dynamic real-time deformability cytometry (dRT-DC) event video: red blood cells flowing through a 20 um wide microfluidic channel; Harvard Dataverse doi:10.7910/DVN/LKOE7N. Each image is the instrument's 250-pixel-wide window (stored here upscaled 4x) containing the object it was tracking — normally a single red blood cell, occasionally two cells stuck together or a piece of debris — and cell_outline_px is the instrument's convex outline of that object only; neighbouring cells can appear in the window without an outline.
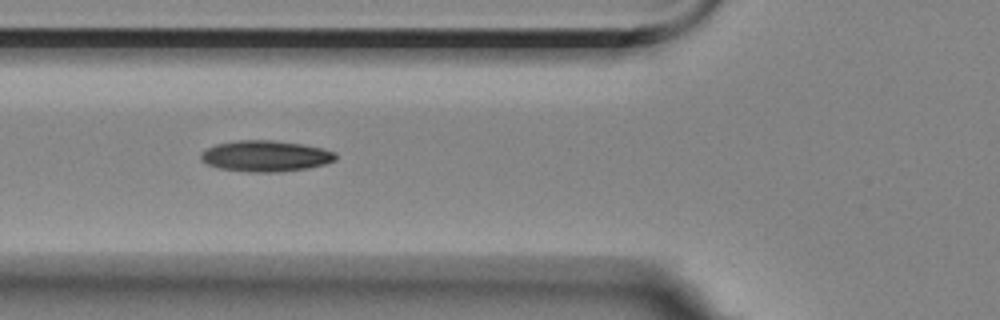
{"species": "Egyptian fruit bat (a non-hibernating species)", "species_latin": "Rousettus aegyptiacus", "temperature_condition": "room temperature", "stored_images_in_passage": 15, "segment_of_instrument_passage": [1, 2], "camera_frame_rate_fps": 3000, "um_per_image_px": 0.085, "animal": {"sex": "female"}, "frame": {"image": 1, "passage_image": 5, "time_ms": 5.333, "image_size_px": [1000, 320], "cell_outline_px": [[336, 160], [324, 164], [308, 168], [280, 172], [248, 172], [216, 168], [200, 160], [200, 152], [216, 144], [236, 140], [272, 140], [304, 144], [324, 148], [336, 152]], "centroid_in_image_um": [22.57, 13.26], "position_along_channel_um": 103.2, "area_um2": 24.68}}
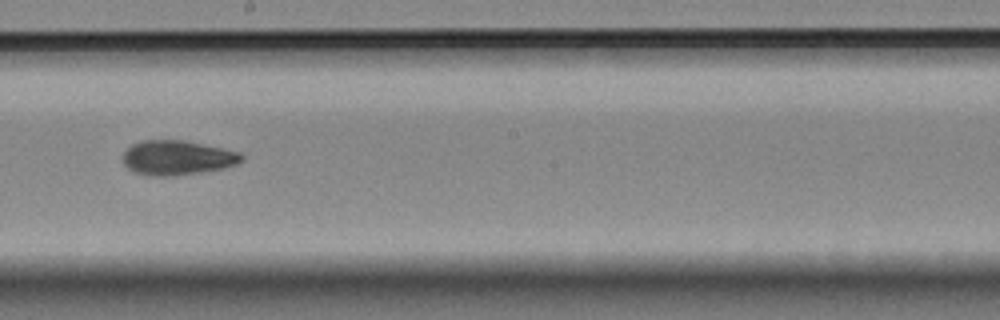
{"frame": {"image": 2, "passage_image": 8, "time_ms": 9.0, "image_size_px": [1000, 320], "cell_outline_px": [[244, 160], [236, 164], [224, 168], [200, 172], [172, 176], [156, 176], [136, 172], [128, 168], [124, 164], [124, 152], [132, 144], [140, 140], [184, 140], [240, 152], [244, 156]], "centroid_in_image_um": [15.09, 13.4], "position_along_channel_um": 233.1, "area_um2": 23.76}}
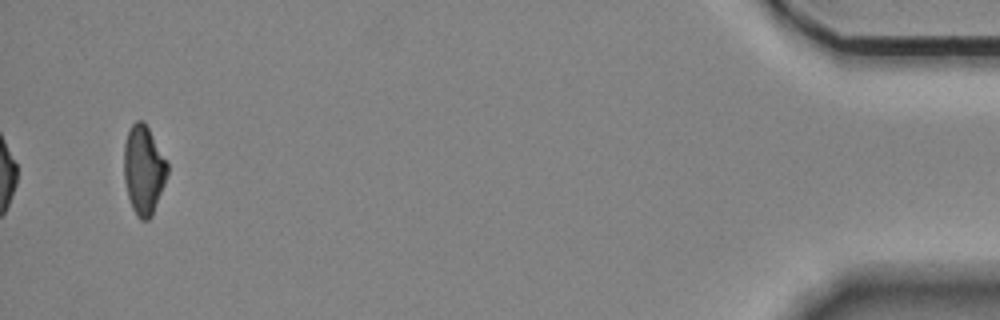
{"frame": {"image": 3, "passage_image": 14, "time_ms": 16.667, "image_size_px": [1000, 320], "cell_outline_px": [[168, 172], [164, 184], [152, 216], [148, 220], [140, 220], [136, 216], [132, 208], [128, 196], [124, 180], [124, 144], [128, 132], [132, 124], [136, 120], [144, 120], [168, 160]], "centroid_in_image_um": [12.22, 14.42], "position_along_channel_um": 423.0, "area_um2": 22.77}}